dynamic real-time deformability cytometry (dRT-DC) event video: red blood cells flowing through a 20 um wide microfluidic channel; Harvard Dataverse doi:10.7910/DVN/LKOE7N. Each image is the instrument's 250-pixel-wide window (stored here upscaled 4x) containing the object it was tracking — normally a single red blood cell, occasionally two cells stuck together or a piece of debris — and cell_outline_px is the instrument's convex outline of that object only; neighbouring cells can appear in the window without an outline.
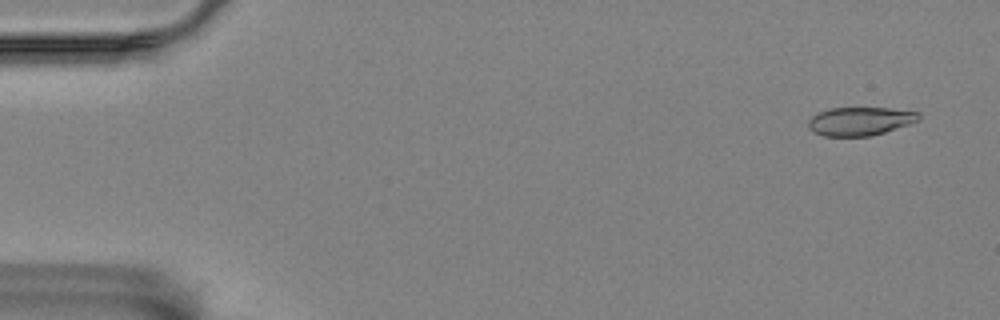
{"species": "Egyptian fruit bat (a non-hibernating species)", "species_latin": "Rousettus aegyptiacus", "temperature_condition": "room temperature", "stored_images_in_passage": 6, "camera_frame_rate_fps": 3000, "um_per_image_px": 0.085, "animal": {"sex": "female"}, "frame": {"image": 1, "passage_image": 1, "time_ms": 0.0, "image_size_px": [1000, 320], "cell_outline_px": [[920, 120], [872, 136], [824, 136], [812, 132], [808, 128], [808, 120], [816, 112], [828, 108], [888, 108], [920, 112]], "centroid_in_image_um": [73.06, 10.3], "position_along_channel_um": 11.9, "area_um2": 18.44}}